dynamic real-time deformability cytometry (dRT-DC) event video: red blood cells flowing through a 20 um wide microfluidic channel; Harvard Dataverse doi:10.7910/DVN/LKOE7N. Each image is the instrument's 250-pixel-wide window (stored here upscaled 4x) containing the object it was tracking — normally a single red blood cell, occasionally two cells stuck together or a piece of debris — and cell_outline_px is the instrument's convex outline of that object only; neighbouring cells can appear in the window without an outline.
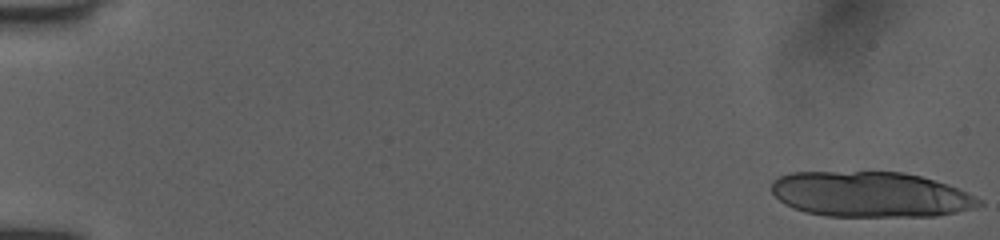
{"species": "human", "species_latin": "Homo sapiens", "temperature_condition": "room temperature", "stored_images_in_passage": 17, "camera_frame_rate_fps": 3000, "um_per_image_px": 0.085, "donor": {"sex": "female"}, "frame": {"image": 1, "passage_image": 1, "time_ms": 0.0, "image_size_px": [1000, 240], "cell_outline_px": [[984, 204], [972, 208], [956, 212], [936, 216], [824, 216], [792, 208], [784, 204], [772, 192], [772, 180], [780, 176], [792, 172], [904, 172], [920, 176], [948, 184], [984, 200]], "centroid_in_image_um": [73.99, 16.52], "position_along_channel_um": 11.0, "area_um2": 54.91}}